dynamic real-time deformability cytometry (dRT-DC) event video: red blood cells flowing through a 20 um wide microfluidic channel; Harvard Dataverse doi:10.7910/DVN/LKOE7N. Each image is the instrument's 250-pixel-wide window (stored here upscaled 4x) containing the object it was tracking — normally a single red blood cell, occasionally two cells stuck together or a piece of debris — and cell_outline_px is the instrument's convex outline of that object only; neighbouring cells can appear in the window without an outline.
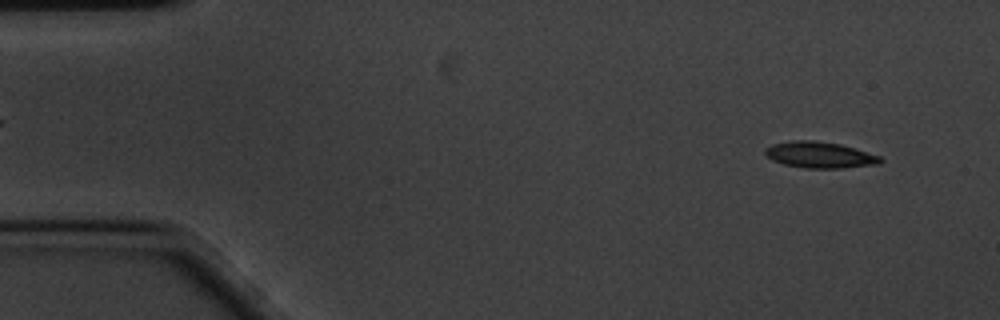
{"species": "common noctule bat (a hibernating species)", "species_latin": "Nyctalus noctula", "temperature_condition": "cold", "stored_images_in_passage": 57, "camera_frame_rate_fps": 3000, "um_per_image_px": 0.085, "animal": {"sex": "male", "body_mass_g": 20.1, "forearm_length_mm": 53.5}, "frame": {"image": 1, "passage_image": 4, "time_ms": 1.0, "image_size_px": [1000, 320], "cell_outline_px": [[884, 160], [880, 164], [844, 168], [804, 168], [784, 164], [772, 160], [764, 156], [764, 148], [772, 144], [788, 140], [816, 140], [840, 144], [880, 156]], "centroid_in_image_um": [69.64, 13.16], "position_along_channel_um": 15.4, "area_um2": 17.86}}
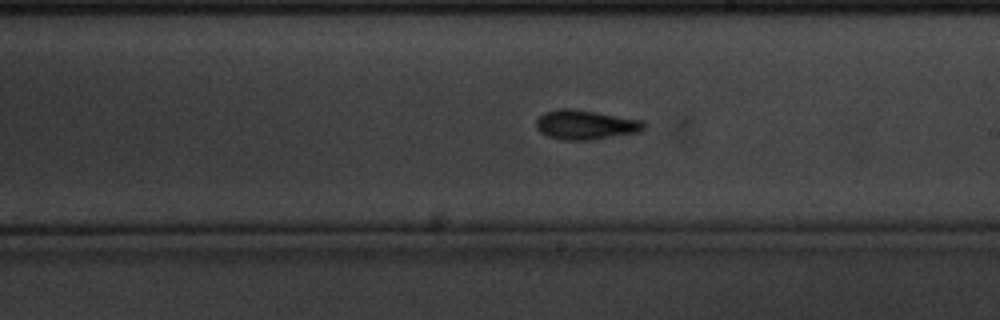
{"frame": {"image": 2, "passage_image": 32, "time_ms": 10.333, "image_size_px": [1000, 320], "cell_outline_px": [[648, 124], [640, 132], [592, 140], [560, 140], [548, 136], [540, 132], [536, 128], [536, 120], [544, 112], [560, 108], [568, 108], [596, 112], [644, 120]], "centroid_in_image_um": [49.79, 10.61], "position_along_channel_um": 239.2, "area_um2": 18.73}}
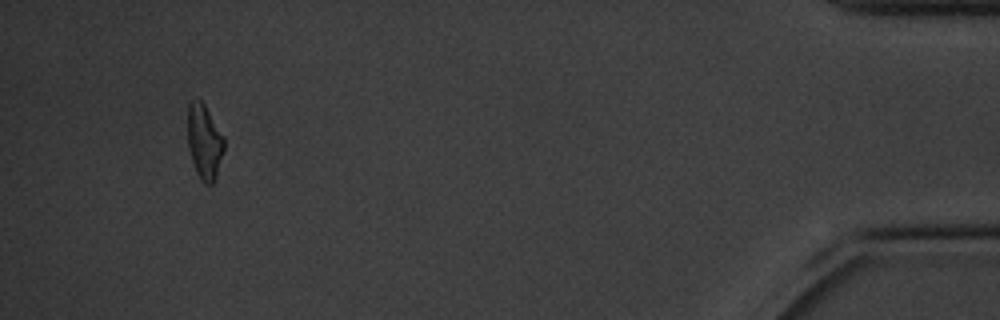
{"frame": {"image": 3, "passage_image": 54, "time_ms": 17.667, "image_size_px": [1000, 320], "cell_outline_px": [[224, 148], [216, 176], [212, 184], [204, 184], [200, 180], [196, 172], [188, 148], [188, 104], [196, 96], [204, 104], [224, 136]], "centroid_in_image_um": [17.36, 12.03], "position_along_channel_um": 417.8, "area_um2": 15.9}, "authors_computed_cell_mechanics": {"area_um2": 16.9354, "velocity_mm_per_s": 3.4278, "shape_relaxation_time_tau1_ms": 2.2142, "shape_relaxation_time_tau2_ms": 4.0778, "deformation_change_tau1": 0.1426, "deformation_change_tau2": 0.133}}